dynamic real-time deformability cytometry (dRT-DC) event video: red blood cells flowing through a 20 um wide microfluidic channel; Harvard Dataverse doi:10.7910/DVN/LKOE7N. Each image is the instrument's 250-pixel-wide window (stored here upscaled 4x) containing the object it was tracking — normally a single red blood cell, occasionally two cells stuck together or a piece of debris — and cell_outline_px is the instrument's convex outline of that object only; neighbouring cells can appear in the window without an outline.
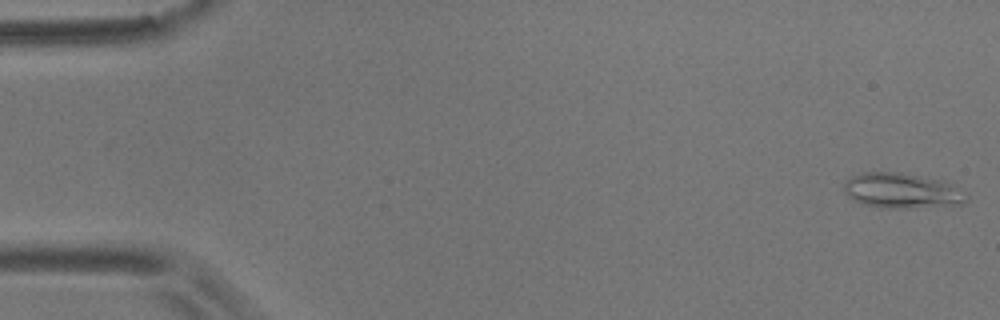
{"species": "common noctule bat (a hibernating species)", "species_latin": "Nyctalus noctula", "temperature_condition": "room temperature", "stored_images_in_passage": 12, "camera_frame_rate_fps": 3000, "um_per_image_px": 0.085, "animal": {"sex": "male", "body_mass_g": 17.9}, "frame": {"image": 1, "passage_image": 1, "time_ms": 0.0, "image_size_px": [1000, 320], "cell_outline_px": [[968, 200], [964, 204], [908, 208], [880, 208], [864, 204], [852, 200], [844, 192], [844, 180], [860, 172], [900, 172], [944, 180], [968, 192]], "centroid_in_image_um": [76.69, 16.2], "position_along_channel_um": 8.3, "area_um2": 25.66}}